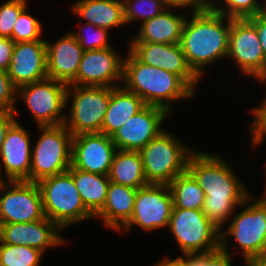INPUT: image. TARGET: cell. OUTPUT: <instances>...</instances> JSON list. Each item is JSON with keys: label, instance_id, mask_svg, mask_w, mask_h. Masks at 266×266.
<instances>
[{"label": "cell", "instance_id": "obj_1", "mask_svg": "<svg viewBox=\"0 0 266 266\" xmlns=\"http://www.w3.org/2000/svg\"><path fill=\"white\" fill-rule=\"evenodd\" d=\"M221 156L194 151L188 159L187 170L203 189L204 215L220 230L230 220L236 207L251 196Z\"/></svg>", "mask_w": 266, "mask_h": 266}, {"label": "cell", "instance_id": "obj_2", "mask_svg": "<svg viewBox=\"0 0 266 266\" xmlns=\"http://www.w3.org/2000/svg\"><path fill=\"white\" fill-rule=\"evenodd\" d=\"M191 14L184 24L180 45L188 65L201 79L207 65L227 58L231 18L212 7Z\"/></svg>", "mask_w": 266, "mask_h": 266}, {"label": "cell", "instance_id": "obj_3", "mask_svg": "<svg viewBox=\"0 0 266 266\" xmlns=\"http://www.w3.org/2000/svg\"><path fill=\"white\" fill-rule=\"evenodd\" d=\"M124 88L140 97L145 105L164 108L169 114L172 101L194 97L195 92L176 74L140 62L129 50L123 61Z\"/></svg>", "mask_w": 266, "mask_h": 266}, {"label": "cell", "instance_id": "obj_4", "mask_svg": "<svg viewBox=\"0 0 266 266\" xmlns=\"http://www.w3.org/2000/svg\"><path fill=\"white\" fill-rule=\"evenodd\" d=\"M45 217L61 230L76 222L94 218L85 208L72 175L67 171L38 182Z\"/></svg>", "mask_w": 266, "mask_h": 266}, {"label": "cell", "instance_id": "obj_5", "mask_svg": "<svg viewBox=\"0 0 266 266\" xmlns=\"http://www.w3.org/2000/svg\"><path fill=\"white\" fill-rule=\"evenodd\" d=\"M168 131H161L139 152L148 184H166L187 170L193 150Z\"/></svg>", "mask_w": 266, "mask_h": 266}, {"label": "cell", "instance_id": "obj_6", "mask_svg": "<svg viewBox=\"0 0 266 266\" xmlns=\"http://www.w3.org/2000/svg\"><path fill=\"white\" fill-rule=\"evenodd\" d=\"M41 134L32 149L30 182L67 172L71 167L73 135L64 126H38Z\"/></svg>", "mask_w": 266, "mask_h": 266}, {"label": "cell", "instance_id": "obj_7", "mask_svg": "<svg viewBox=\"0 0 266 266\" xmlns=\"http://www.w3.org/2000/svg\"><path fill=\"white\" fill-rule=\"evenodd\" d=\"M114 88L68 85L65 108H70V116H66L64 126L73 136L81 133L101 132ZM69 98H72L71 107L67 106V102L71 101Z\"/></svg>", "mask_w": 266, "mask_h": 266}, {"label": "cell", "instance_id": "obj_8", "mask_svg": "<svg viewBox=\"0 0 266 266\" xmlns=\"http://www.w3.org/2000/svg\"><path fill=\"white\" fill-rule=\"evenodd\" d=\"M168 229L183 254L216 251L221 244V230L202 210L172 208Z\"/></svg>", "mask_w": 266, "mask_h": 266}, {"label": "cell", "instance_id": "obj_9", "mask_svg": "<svg viewBox=\"0 0 266 266\" xmlns=\"http://www.w3.org/2000/svg\"><path fill=\"white\" fill-rule=\"evenodd\" d=\"M253 197L251 195L243 203L244 209L240 213L231 217L227 230L220 232L221 242H228L226 238L230 235L234 237L245 264L251 258L266 252V197L259 200Z\"/></svg>", "mask_w": 266, "mask_h": 266}, {"label": "cell", "instance_id": "obj_10", "mask_svg": "<svg viewBox=\"0 0 266 266\" xmlns=\"http://www.w3.org/2000/svg\"><path fill=\"white\" fill-rule=\"evenodd\" d=\"M68 85L52 78L23 85L17 88L38 126H56L64 124L66 116V90Z\"/></svg>", "mask_w": 266, "mask_h": 266}, {"label": "cell", "instance_id": "obj_11", "mask_svg": "<svg viewBox=\"0 0 266 266\" xmlns=\"http://www.w3.org/2000/svg\"><path fill=\"white\" fill-rule=\"evenodd\" d=\"M0 223H27L45 218L38 183L0 181Z\"/></svg>", "mask_w": 266, "mask_h": 266}, {"label": "cell", "instance_id": "obj_12", "mask_svg": "<svg viewBox=\"0 0 266 266\" xmlns=\"http://www.w3.org/2000/svg\"><path fill=\"white\" fill-rule=\"evenodd\" d=\"M172 208L173 199L169 185L148 184L141 187L137 189L133 214L119 233L130 231L136 225L145 231L168 228Z\"/></svg>", "mask_w": 266, "mask_h": 266}, {"label": "cell", "instance_id": "obj_13", "mask_svg": "<svg viewBox=\"0 0 266 266\" xmlns=\"http://www.w3.org/2000/svg\"><path fill=\"white\" fill-rule=\"evenodd\" d=\"M245 75L266 82V59L255 25L248 19H231L228 54Z\"/></svg>", "mask_w": 266, "mask_h": 266}, {"label": "cell", "instance_id": "obj_14", "mask_svg": "<svg viewBox=\"0 0 266 266\" xmlns=\"http://www.w3.org/2000/svg\"><path fill=\"white\" fill-rule=\"evenodd\" d=\"M116 52L113 47L84 51L77 76L69 85L119 87L116 81H123L124 58Z\"/></svg>", "mask_w": 266, "mask_h": 266}, {"label": "cell", "instance_id": "obj_15", "mask_svg": "<svg viewBox=\"0 0 266 266\" xmlns=\"http://www.w3.org/2000/svg\"><path fill=\"white\" fill-rule=\"evenodd\" d=\"M168 115L164 108L145 105L111 136L112 141L119 150L140 151L164 130Z\"/></svg>", "mask_w": 266, "mask_h": 266}, {"label": "cell", "instance_id": "obj_16", "mask_svg": "<svg viewBox=\"0 0 266 266\" xmlns=\"http://www.w3.org/2000/svg\"><path fill=\"white\" fill-rule=\"evenodd\" d=\"M117 148L110 136L101 132L73 136L71 166L82 171L108 175Z\"/></svg>", "mask_w": 266, "mask_h": 266}, {"label": "cell", "instance_id": "obj_17", "mask_svg": "<svg viewBox=\"0 0 266 266\" xmlns=\"http://www.w3.org/2000/svg\"><path fill=\"white\" fill-rule=\"evenodd\" d=\"M128 50L142 63L178 75L194 92L202 81L190 68L180 44L131 42Z\"/></svg>", "mask_w": 266, "mask_h": 266}, {"label": "cell", "instance_id": "obj_18", "mask_svg": "<svg viewBox=\"0 0 266 266\" xmlns=\"http://www.w3.org/2000/svg\"><path fill=\"white\" fill-rule=\"evenodd\" d=\"M59 230L47 217L27 223H0V240L11 245L37 248L44 253L47 248L59 247L67 242Z\"/></svg>", "mask_w": 266, "mask_h": 266}, {"label": "cell", "instance_id": "obj_19", "mask_svg": "<svg viewBox=\"0 0 266 266\" xmlns=\"http://www.w3.org/2000/svg\"><path fill=\"white\" fill-rule=\"evenodd\" d=\"M15 121L6 133L0 160V181L2 178V167L4 168L7 181H28L30 182V166L32 148L30 146L29 132Z\"/></svg>", "mask_w": 266, "mask_h": 266}, {"label": "cell", "instance_id": "obj_20", "mask_svg": "<svg viewBox=\"0 0 266 266\" xmlns=\"http://www.w3.org/2000/svg\"><path fill=\"white\" fill-rule=\"evenodd\" d=\"M7 72L16 88L47 78L46 41L15 43Z\"/></svg>", "mask_w": 266, "mask_h": 266}, {"label": "cell", "instance_id": "obj_21", "mask_svg": "<svg viewBox=\"0 0 266 266\" xmlns=\"http://www.w3.org/2000/svg\"><path fill=\"white\" fill-rule=\"evenodd\" d=\"M83 54V48L71 32L55 43L46 41L48 78L69 85L77 76Z\"/></svg>", "mask_w": 266, "mask_h": 266}, {"label": "cell", "instance_id": "obj_22", "mask_svg": "<svg viewBox=\"0 0 266 266\" xmlns=\"http://www.w3.org/2000/svg\"><path fill=\"white\" fill-rule=\"evenodd\" d=\"M171 10L169 7L160 15L142 22L139 33L131 42L180 44L187 17Z\"/></svg>", "mask_w": 266, "mask_h": 266}, {"label": "cell", "instance_id": "obj_23", "mask_svg": "<svg viewBox=\"0 0 266 266\" xmlns=\"http://www.w3.org/2000/svg\"><path fill=\"white\" fill-rule=\"evenodd\" d=\"M137 189L110 182L102 210L94 217L118 232L131 218Z\"/></svg>", "mask_w": 266, "mask_h": 266}, {"label": "cell", "instance_id": "obj_24", "mask_svg": "<svg viewBox=\"0 0 266 266\" xmlns=\"http://www.w3.org/2000/svg\"><path fill=\"white\" fill-rule=\"evenodd\" d=\"M71 8L76 16L97 27L110 30L126 24L122 0H79Z\"/></svg>", "mask_w": 266, "mask_h": 266}, {"label": "cell", "instance_id": "obj_25", "mask_svg": "<svg viewBox=\"0 0 266 266\" xmlns=\"http://www.w3.org/2000/svg\"><path fill=\"white\" fill-rule=\"evenodd\" d=\"M145 106L143 100L122 85L115 87L110 96L101 133L112 136L126 121Z\"/></svg>", "mask_w": 266, "mask_h": 266}, {"label": "cell", "instance_id": "obj_26", "mask_svg": "<svg viewBox=\"0 0 266 266\" xmlns=\"http://www.w3.org/2000/svg\"><path fill=\"white\" fill-rule=\"evenodd\" d=\"M74 184L80 193L85 208L95 217L103 208L110 180L108 175L78 170L70 167Z\"/></svg>", "mask_w": 266, "mask_h": 266}, {"label": "cell", "instance_id": "obj_27", "mask_svg": "<svg viewBox=\"0 0 266 266\" xmlns=\"http://www.w3.org/2000/svg\"><path fill=\"white\" fill-rule=\"evenodd\" d=\"M108 177L110 182L135 189L148 185L139 151L117 149Z\"/></svg>", "mask_w": 266, "mask_h": 266}, {"label": "cell", "instance_id": "obj_28", "mask_svg": "<svg viewBox=\"0 0 266 266\" xmlns=\"http://www.w3.org/2000/svg\"><path fill=\"white\" fill-rule=\"evenodd\" d=\"M169 188L172 193L173 207L203 209L204 191L188 170L175 177L169 184Z\"/></svg>", "mask_w": 266, "mask_h": 266}, {"label": "cell", "instance_id": "obj_29", "mask_svg": "<svg viewBox=\"0 0 266 266\" xmlns=\"http://www.w3.org/2000/svg\"><path fill=\"white\" fill-rule=\"evenodd\" d=\"M43 252L25 245H11L0 240V266H38Z\"/></svg>", "mask_w": 266, "mask_h": 266}, {"label": "cell", "instance_id": "obj_30", "mask_svg": "<svg viewBox=\"0 0 266 266\" xmlns=\"http://www.w3.org/2000/svg\"><path fill=\"white\" fill-rule=\"evenodd\" d=\"M125 23H141L163 13L169 6L163 0H122Z\"/></svg>", "mask_w": 266, "mask_h": 266}, {"label": "cell", "instance_id": "obj_31", "mask_svg": "<svg viewBox=\"0 0 266 266\" xmlns=\"http://www.w3.org/2000/svg\"><path fill=\"white\" fill-rule=\"evenodd\" d=\"M228 243L221 242L220 248L207 253L183 254V266H232ZM185 256V257H184Z\"/></svg>", "mask_w": 266, "mask_h": 266}, {"label": "cell", "instance_id": "obj_32", "mask_svg": "<svg viewBox=\"0 0 266 266\" xmlns=\"http://www.w3.org/2000/svg\"><path fill=\"white\" fill-rule=\"evenodd\" d=\"M27 7L19 14L17 21L12 29L11 39L17 42L37 41L42 34L40 21L27 13Z\"/></svg>", "mask_w": 266, "mask_h": 266}, {"label": "cell", "instance_id": "obj_33", "mask_svg": "<svg viewBox=\"0 0 266 266\" xmlns=\"http://www.w3.org/2000/svg\"><path fill=\"white\" fill-rule=\"evenodd\" d=\"M84 27L85 29L87 28V31L89 30V34H82L83 31H85ZM81 29L83 30L81 33L71 32V34L76 38V40L79 42V45L83 48L84 51L99 50L112 47V44H110L109 42L107 33L108 29L97 27L86 22L81 25Z\"/></svg>", "mask_w": 266, "mask_h": 266}, {"label": "cell", "instance_id": "obj_34", "mask_svg": "<svg viewBox=\"0 0 266 266\" xmlns=\"http://www.w3.org/2000/svg\"><path fill=\"white\" fill-rule=\"evenodd\" d=\"M259 0H223L225 8L219 7L213 3L211 7L231 19H244L250 18L259 13L260 2ZM218 6V7H217Z\"/></svg>", "mask_w": 266, "mask_h": 266}, {"label": "cell", "instance_id": "obj_35", "mask_svg": "<svg viewBox=\"0 0 266 266\" xmlns=\"http://www.w3.org/2000/svg\"><path fill=\"white\" fill-rule=\"evenodd\" d=\"M27 0H8L0 5V37L11 38L19 14L28 7Z\"/></svg>", "mask_w": 266, "mask_h": 266}, {"label": "cell", "instance_id": "obj_36", "mask_svg": "<svg viewBox=\"0 0 266 266\" xmlns=\"http://www.w3.org/2000/svg\"><path fill=\"white\" fill-rule=\"evenodd\" d=\"M16 96L17 88L13 85L8 72L0 69V111L14 112L16 114Z\"/></svg>", "mask_w": 266, "mask_h": 266}, {"label": "cell", "instance_id": "obj_37", "mask_svg": "<svg viewBox=\"0 0 266 266\" xmlns=\"http://www.w3.org/2000/svg\"><path fill=\"white\" fill-rule=\"evenodd\" d=\"M252 112L254 114V120L250 123L251 142L253 143L252 146H257L265 140L264 138L266 136V97L260 103V106L253 109Z\"/></svg>", "mask_w": 266, "mask_h": 266}, {"label": "cell", "instance_id": "obj_38", "mask_svg": "<svg viewBox=\"0 0 266 266\" xmlns=\"http://www.w3.org/2000/svg\"><path fill=\"white\" fill-rule=\"evenodd\" d=\"M169 7L190 8L193 11H203L211 8L212 0H163Z\"/></svg>", "mask_w": 266, "mask_h": 266}, {"label": "cell", "instance_id": "obj_39", "mask_svg": "<svg viewBox=\"0 0 266 266\" xmlns=\"http://www.w3.org/2000/svg\"><path fill=\"white\" fill-rule=\"evenodd\" d=\"M14 46L11 38L0 37V69L8 71Z\"/></svg>", "mask_w": 266, "mask_h": 266}, {"label": "cell", "instance_id": "obj_40", "mask_svg": "<svg viewBox=\"0 0 266 266\" xmlns=\"http://www.w3.org/2000/svg\"><path fill=\"white\" fill-rule=\"evenodd\" d=\"M256 27L260 44L266 59V15L257 14L248 18Z\"/></svg>", "mask_w": 266, "mask_h": 266}, {"label": "cell", "instance_id": "obj_41", "mask_svg": "<svg viewBox=\"0 0 266 266\" xmlns=\"http://www.w3.org/2000/svg\"><path fill=\"white\" fill-rule=\"evenodd\" d=\"M15 121L16 116L14 112L0 111V152L6 133Z\"/></svg>", "mask_w": 266, "mask_h": 266}, {"label": "cell", "instance_id": "obj_42", "mask_svg": "<svg viewBox=\"0 0 266 266\" xmlns=\"http://www.w3.org/2000/svg\"><path fill=\"white\" fill-rule=\"evenodd\" d=\"M153 266H183V258L181 256L175 259L163 257V260L159 261Z\"/></svg>", "mask_w": 266, "mask_h": 266}, {"label": "cell", "instance_id": "obj_43", "mask_svg": "<svg viewBox=\"0 0 266 266\" xmlns=\"http://www.w3.org/2000/svg\"><path fill=\"white\" fill-rule=\"evenodd\" d=\"M246 266H266V252L251 258L246 264Z\"/></svg>", "mask_w": 266, "mask_h": 266}, {"label": "cell", "instance_id": "obj_44", "mask_svg": "<svg viewBox=\"0 0 266 266\" xmlns=\"http://www.w3.org/2000/svg\"><path fill=\"white\" fill-rule=\"evenodd\" d=\"M258 14L266 15V0H263L262 4L260 3V10Z\"/></svg>", "mask_w": 266, "mask_h": 266}, {"label": "cell", "instance_id": "obj_45", "mask_svg": "<svg viewBox=\"0 0 266 266\" xmlns=\"http://www.w3.org/2000/svg\"><path fill=\"white\" fill-rule=\"evenodd\" d=\"M266 185V184H265ZM266 187V186H265ZM265 195H263L262 197H266V188H265V190H264V192H263Z\"/></svg>", "mask_w": 266, "mask_h": 266}]
</instances>
